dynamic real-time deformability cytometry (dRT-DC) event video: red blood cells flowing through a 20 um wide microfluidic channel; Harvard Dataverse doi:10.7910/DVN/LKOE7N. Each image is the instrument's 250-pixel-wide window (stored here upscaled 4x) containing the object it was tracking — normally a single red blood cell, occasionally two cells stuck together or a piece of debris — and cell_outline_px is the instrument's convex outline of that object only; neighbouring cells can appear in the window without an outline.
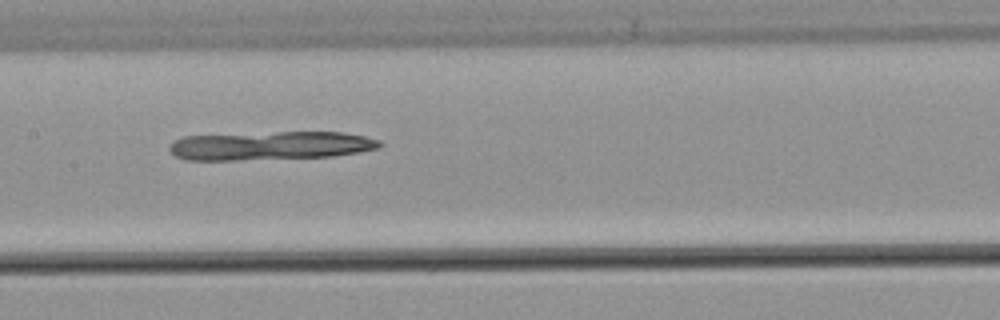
{"species": "common noctule bat (a hibernating species)", "species_latin": "Nyctalus noctula", "temperature_condition": "warm", "stored_images_in_passage": 53, "camera_frame_rate_fps": 3000, "um_per_image_px": 0.085, "animal": {"sex": "male", "body_mass_g": 21.5, "forearm_length_mm": 52.0}, "frame": {"image": 1, "passage_image": 27, "time_ms": 8.667, "image_size_px": [1000, 320], "cell_outline_px": [[384, 144], [380, 148], [360, 152], [332, 156], [236, 160], [184, 160], [176, 156], [168, 148], [176, 140], [184, 136], [276, 132], [344, 132], [364, 136], [380, 140]], "centroid_in_image_um": [23.04, 12.38], "position_along_channel_um": 184.4, "area_um2": 35.03}}